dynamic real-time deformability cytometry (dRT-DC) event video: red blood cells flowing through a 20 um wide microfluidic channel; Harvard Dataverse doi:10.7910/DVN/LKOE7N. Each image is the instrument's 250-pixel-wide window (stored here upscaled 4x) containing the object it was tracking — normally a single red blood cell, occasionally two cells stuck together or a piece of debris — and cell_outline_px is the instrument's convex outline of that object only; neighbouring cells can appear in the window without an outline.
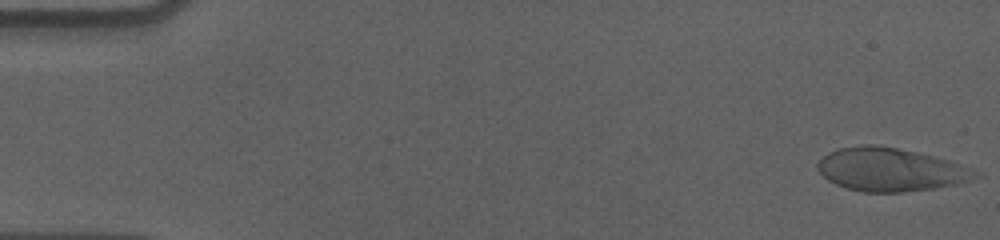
{"species": "human", "species_latin": "Homo sapiens", "temperature_condition": "cold", "stored_images_in_passage": 56, "camera_frame_rate_fps": 3000, "um_per_image_px": 0.085, "donor": {"sex": "male"}, "frame": {"image": 1, "passage_image": 1, "time_ms": 0.0, "image_size_px": [1000, 240], "cell_outline_px": [[984, 172], [980, 176], [956, 184], [932, 188], [904, 192], [864, 192], [848, 188], [836, 184], [828, 180], [816, 168], [816, 164], [828, 152], [840, 148], [864, 144], [872, 144], [896, 148], [916, 152], [932, 156]], "centroid_in_image_um": [75.67, 14.41], "position_along_channel_um": 9.3, "area_um2": 39.36}}
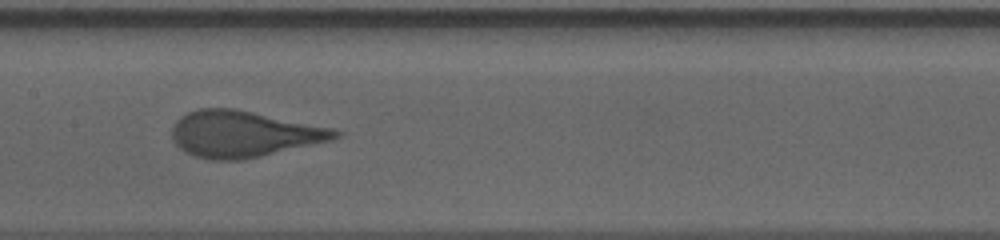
{"frame": {"image": 2, "passage_image": 28, "time_ms": 9.0, "image_size_px": [1000, 240], "cell_outline_px": [[344, 132], [340, 136], [332, 140], [260, 156], [240, 160], [212, 160], [196, 156], [184, 152], [172, 140], [172, 128], [176, 120], [180, 116], [188, 112], [200, 108], [236, 108], [336, 128]], "centroid_in_image_um": [20.72, 11.37], "position_along_channel_um": 186.7, "area_um2": 44.33}}
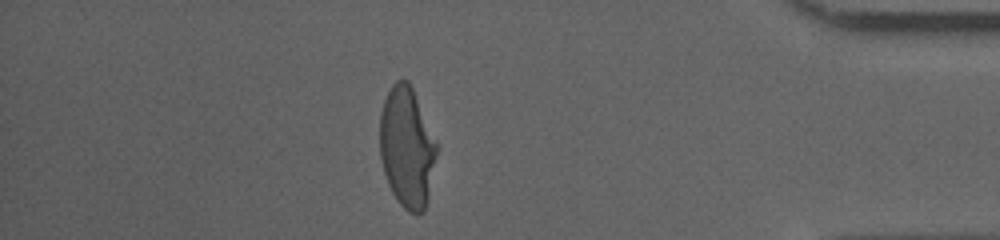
{"frame": {"image": 3, "passage_image": 49, "time_ms": 16.0, "image_size_px": [1000, 240], "cell_outline_px": [[440, 148], [424, 212], [408, 212], [396, 200], [388, 184], [384, 172], [380, 156], [380, 112], [384, 100], [392, 84], [396, 80], [408, 80], [412, 88]], "centroid_in_image_um": [34.61, 12.53], "position_along_channel_um": 400.6, "area_um2": 40.17}, "authors_computed_cell_mechanics": {"area_um2": 42.2807, "velocity_mm_per_s": 3.5844, "shape_relaxation_time_tau1_ms": 4.6276, "shape_relaxation_time_tau2_ms": null, "deformation_change_tau1": 0.1935, "deformation_change_tau2": null}}